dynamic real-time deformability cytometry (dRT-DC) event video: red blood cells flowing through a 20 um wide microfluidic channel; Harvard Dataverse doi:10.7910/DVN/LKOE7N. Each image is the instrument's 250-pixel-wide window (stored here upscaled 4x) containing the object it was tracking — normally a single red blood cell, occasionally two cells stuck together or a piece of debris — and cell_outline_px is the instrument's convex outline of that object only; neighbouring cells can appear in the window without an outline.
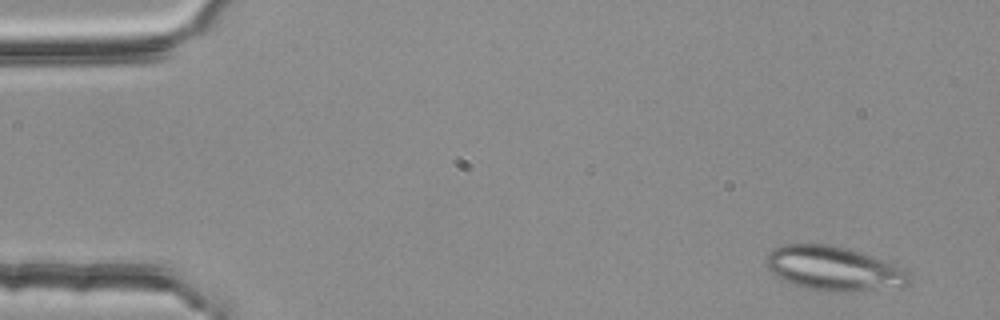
{"species": "common noctule bat (a hibernating species)", "species_latin": "Nyctalus noctula", "temperature_condition": "room temperature", "stored_images_in_passage": 5, "camera_frame_rate_fps": 3000, "um_per_image_px": 0.085, "animal": {"sex": "female", "body_mass_g": 25.1}, "frame": {"image": 1, "passage_image": 1, "time_ms": 0.0, "image_size_px": [1000, 320], "cell_outline_px": [[912, 284], [904, 288], [856, 292], [832, 292], [808, 288], [784, 280], [776, 276], [764, 264], [768, 252], [772, 248], [784, 244], [832, 244], [848, 248], [896, 264], [904, 268], [912, 276]], "centroid_in_image_um": [70.96, 22.84], "position_along_channel_um": 14.0, "area_um2": 37.8}}